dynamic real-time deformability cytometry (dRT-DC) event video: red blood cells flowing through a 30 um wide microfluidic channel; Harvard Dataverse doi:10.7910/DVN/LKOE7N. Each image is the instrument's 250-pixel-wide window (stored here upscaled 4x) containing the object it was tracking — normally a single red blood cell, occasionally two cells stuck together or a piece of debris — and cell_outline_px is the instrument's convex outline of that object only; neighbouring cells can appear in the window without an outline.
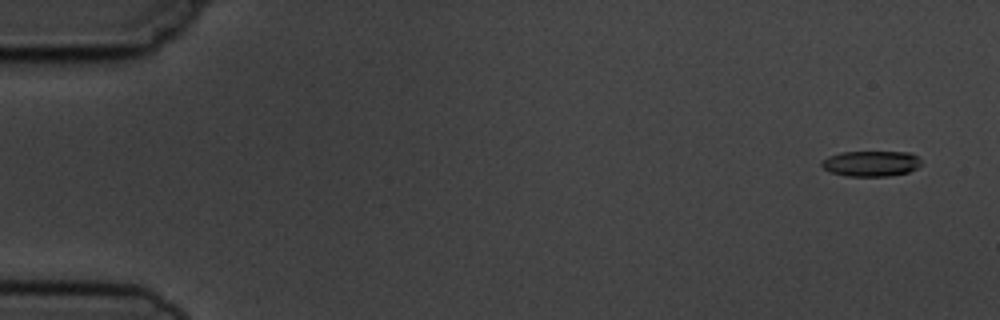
{"species": "common noctule bat (a hibernating species)", "species_latin": "Nyctalus noctula", "temperature_condition": "cold", "stored_images_in_passage": 5, "camera_frame_rate_fps": 3000, "um_per_image_px": 0.085, "animal": {"sex": "male", "body_mass_g": 19.5, "forearm_length_mm": 54.6}, "frame": {"image": 1, "passage_image": 1, "time_ms": 0.0, "image_size_px": [1000, 320], "cell_outline_px": [[920, 164], [916, 168], [908, 172], [888, 176], [844, 176], [832, 172], [824, 168], [820, 164], [820, 160], [828, 156], [840, 152], [912, 152], [920, 160]], "centroid_in_image_um": [74.0, 13.89], "position_along_channel_um": 11.0, "area_um2": 14.85}}
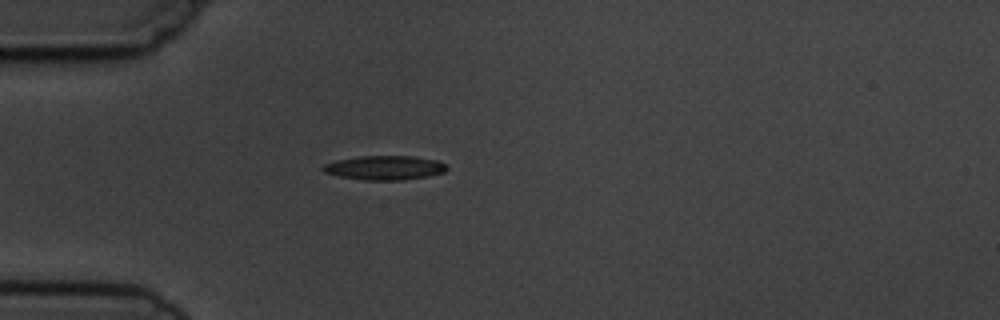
{"frame": {"image": 2, "passage_image": 5, "time_ms": 4.333, "image_size_px": [1000, 320], "cell_outline_px": [[448, 168], [444, 172], [428, 176], [404, 180], [364, 180], [340, 176], [324, 172], [320, 168], [324, 164], [336, 160], [360, 156], [412, 156], [436, 160], [448, 164]], "centroid_in_image_um": [32.71, 14.26], "position_along_channel_um": 52.3, "area_um2": 17.51}}